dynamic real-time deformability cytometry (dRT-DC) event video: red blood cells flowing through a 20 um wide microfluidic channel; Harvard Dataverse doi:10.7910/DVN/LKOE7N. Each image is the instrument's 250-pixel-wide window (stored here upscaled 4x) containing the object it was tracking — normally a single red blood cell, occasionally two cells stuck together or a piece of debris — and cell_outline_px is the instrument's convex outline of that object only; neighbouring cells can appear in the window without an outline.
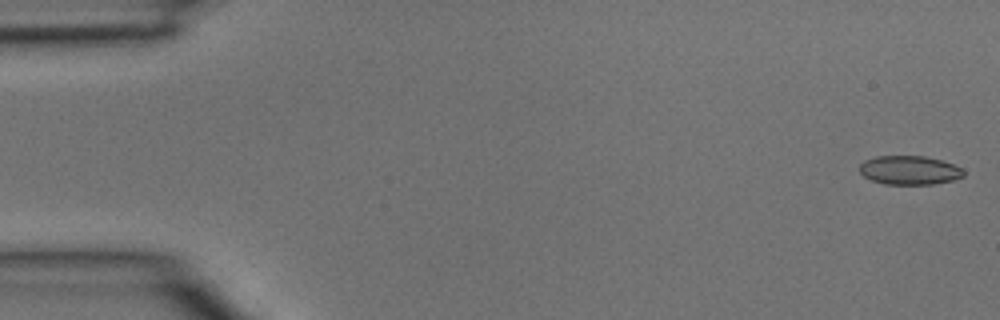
{"species": "common noctule bat (a hibernating species)", "species_latin": "Nyctalus noctula", "temperature_condition": "room temperature", "stored_images_in_passage": 4, "camera_frame_rate_fps": 3000, "um_per_image_px": 0.085, "animal": {"sex": "male", "body_mass_g": 15.6}, "frame": {"image": 1, "passage_image": 1, "time_ms": 0.0, "image_size_px": [1000, 320], "cell_outline_px": [[964, 176], [952, 180], [932, 184], [884, 184], [872, 180], [864, 176], [860, 172], [860, 164], [864, 160], [876, 156], [924, 156], [940, 160], [952, 164], [960, 168], [964, 172]], "centroid_in_image_um": [77.27, 14.46], "position_along_channel_um": 7.7, "area_um2": 17.34}}